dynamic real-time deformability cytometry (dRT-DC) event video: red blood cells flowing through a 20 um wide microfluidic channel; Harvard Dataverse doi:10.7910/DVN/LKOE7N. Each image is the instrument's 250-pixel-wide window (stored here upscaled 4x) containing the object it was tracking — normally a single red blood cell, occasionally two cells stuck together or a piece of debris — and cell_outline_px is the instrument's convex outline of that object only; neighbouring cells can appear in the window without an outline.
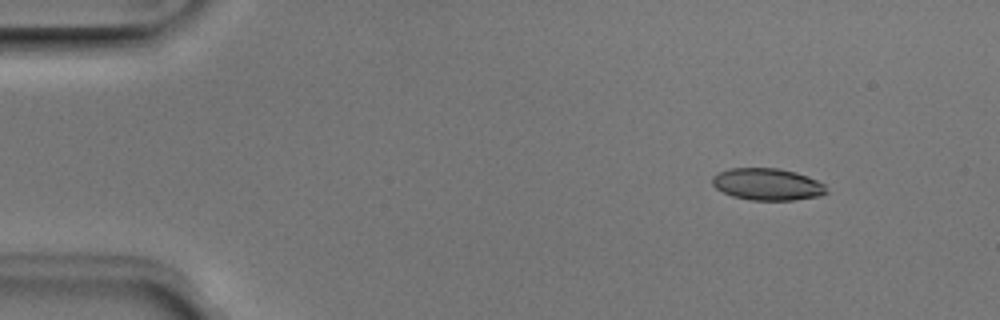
{"species": "Egyptian fruit bat (a non-hibernating species)", "species_latin": "Rousettus aegyptiacus", "temperature_condition": "room temperature", "stored_images_in_passage": 5, "camera_frame_rate_fps": 3000, "um_per_image_px": 0.085, "animal": {"sex": "male"}, "frame": {"image": 1, "passage_image": 2, "time_ms": 0.333, "image_size_px": [1000, 320], "cell_outline_px": [[828, 192], [820, 196], [792, 200], [752, 200], [732, 196], [716, 188], [712, 184], [712, 176], [720, 172], [732, 168], [780, 168], [796, 172], [808, 176], [824, 184]], "centroid_in_image_um": [65.24, 15.66], "position_along_channel_um": 19.8, "area_um2": 21.21}}